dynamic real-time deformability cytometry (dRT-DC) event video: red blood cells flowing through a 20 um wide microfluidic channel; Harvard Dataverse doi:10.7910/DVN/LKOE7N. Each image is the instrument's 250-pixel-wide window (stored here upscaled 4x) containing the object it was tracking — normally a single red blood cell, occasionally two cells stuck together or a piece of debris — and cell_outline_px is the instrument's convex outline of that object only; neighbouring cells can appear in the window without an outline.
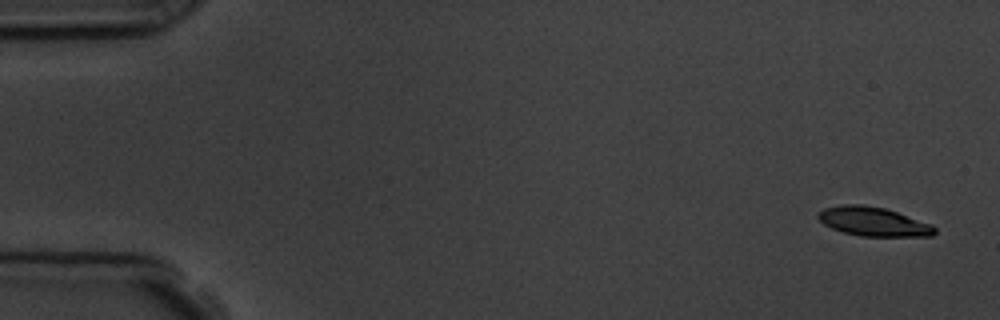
{"species": "common noctule bat (a hibernating species)", "species_latin": "Nyctalus noctula", "temperature_condition": "room temperature", "stored_images_in_passage": 5, "camera_frame_rate_fps": 3000, "um_per_image_px": 0.085, "animal": {"sex": "male", "body_mass_g": 19.5, "forearm_length_mm": 54.6}, "frame": {"image": 1, "passage_image": 1, "time_ms": 0.0, "image_size_px": [1000, 320], "cell_outline_px": [[936, 232], [932, 236], [860, 236], [844, 232], [832, 228], [824, 224], [816, 216], [824, 208], [844, 204], [864, 204], [884, 208], [932, 224], [936, 228]], "centroid_in_image_um": [74.24, 18.83], "position_along_channel_um": 10.8, "area_um2": 19.59}}
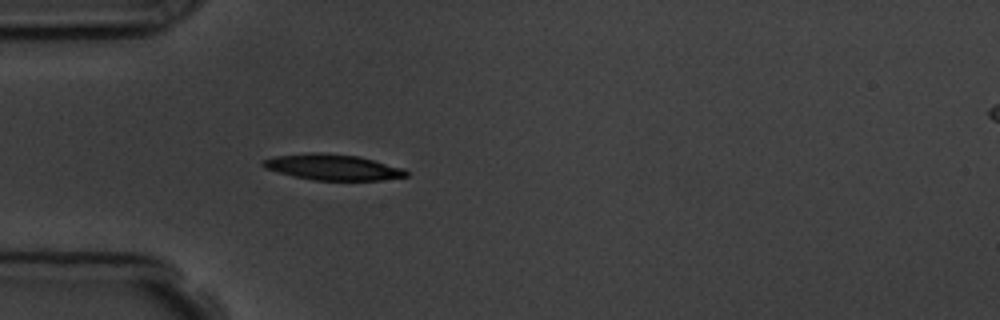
{"frame": {"image": 2, "passage_image": 5, "time_ms": 4.667, "image_size_px": [1000, 320], "cell_outline_px": [[408, 176], [380, 180], [312, 180], [292, 176], [264, 168], [260, 164], [264, 160], [276, 156], [312, 152], [324, 152], [356, 156], [404, 168], [408, 172]], "centroid_in_image_um": [28.26, 14.21], "position_along_channel_um": 56.7, "area_um2": 21.44}}